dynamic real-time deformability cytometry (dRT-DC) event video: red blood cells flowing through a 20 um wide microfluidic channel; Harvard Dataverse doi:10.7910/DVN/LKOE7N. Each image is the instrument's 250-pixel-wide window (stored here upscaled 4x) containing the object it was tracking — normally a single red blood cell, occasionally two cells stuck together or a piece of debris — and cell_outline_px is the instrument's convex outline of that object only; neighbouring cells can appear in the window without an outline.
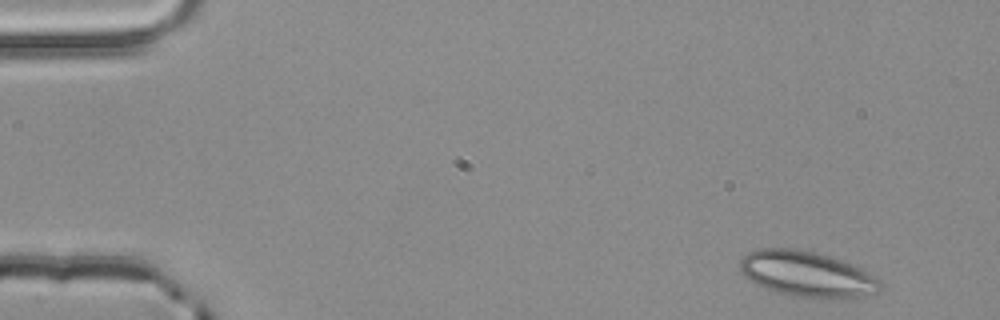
{"species": "common noctule bat (a hibernating species)", "species_latin": "Nyctalus noctula", "temperature_condition": "room temperature", "stored_images_in_passage": 3, "camera_frame_rate_fps": 3000, "um_per_image_px": 0.085, "animal": {"sex": "male", "body_mass_g": 20.4}, "frame": {"image": 1, "passage_image": 1, "time_ms": 0.0, "image_size_px": [1000, 320], "cell_outline_px": [[880, 292], [860, 296], [836, 300], [820, 300], [792, 296], [764, 288], [756, 284], [744, 276], [740, 272], [740, 260], [748, 252], [760, 248], [796, 248], [828, 256], [840, 260], [860, 268], [880, 280]], "centroid_in_image_um": [68.57, 23.33], "position_along_channel_um": 16.4, "area_um2": 37.57}}